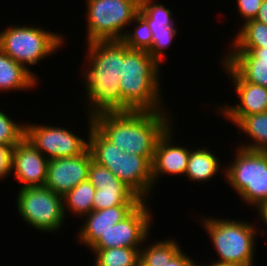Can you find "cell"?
<instances>
[{
	"mask_svg": "<svg viewBox=\"0 0 267 266\" xmlns=\"http://www.w3.org/2000/svg\"><path fill=\"white\" fill-rule=\"evenodd\" d=\"M173 240H160L142 247L138 266H166L167 263L181 250L180 244ZM143 249V250H142Z\"/></svg>",
	"mask_w": 267,
	"mask_h": 266,
	"instance_id": "23",
	"label": "cell"
},
{
	"mask_svg": "<svg viewBox=\"0 0 267 266\" xmlns=\"http://www.w3.org/2000/svg\"><path fill=\"white\" fill-rule=\"evenodd\" d=\"M236 127L252 139L247 144L240 145L239 143L237 147L267 151V112L245 116Z\"/></svg>",
	"mask_w": 267,
	"mask_h": 266,
	"instance_id": "21",
	"label": "cell"
},
{
	"mask_svg": "<svg viewBox=\"0 0 267 266\" xmlns=\"http://www.w3.org/2000/svg\"><path fill=\"white\" fill-rule=\"evenodd\" d=\"M256 209H257V213L259 214L258 216L260 217L261 222H263L265 224L264 226H267V198L262 200L256 206ZM266 229H264V227H263V230L260 229L261 233L266 235L267 234Z\"/></svg>",
	"mask_w": 267,
	"mask_h": 266,
	"instance_id": "33",
	"label": "cell"
},
{
	"mask_svg": "<svg viewBox=\"0 0 267 266\" xmlns=\"http://www.w3.org/2000/svg\"><path fill=\"white\" fill-rule=\"evenodd\" d=\"M64 39L40 26L11 25L0 32V49L37 79L28 65L32 67L54 54L65 43Z\"/></svg>",
	"mask_w": 267,
	"mask_h": 266,
	"instance_id": "6",
	"label": "cell"
},
{
	"mask_svg": "<svg viewBox=\"0 0 267 266\" xmlns=\"http://www.w3.org/2000/svg\"><path fill=\"white\" fill-rule=\"evenodd\" d=\"M134 25V31L126 30L121 41L130 49L149 51L152 46V31L148 22L138 13L131 23Z\"/></svg>",
	"mask_w": 267,
	"mask_h": 266,
	"instance_id": "26",
	"label": "cell"
},
{
	"mask_svg": "<svg viewBox=\"0 0 267 266\" xmlns=\"http://www.w3.org/2000/svg\"><path fill=\"white\" fill-rule=\"evenodd\" d=\"M208 266H241V265H231V264H216V263H211L208 264Z\"/></svg>",
	"mask_w": 267,
	"mask_h": 266,
	"instance_id": "35",
	"label": "cell"
},
{
	"mask_svg": "<svg viewBox=\"0 0 267 266\" xmlns=\"http://www.w3.org/2000/svg\"><path fill=\"white\" fill-rule=\"evenodd\" d=\"M235 157L224 169L225 180L243 202L255 207L267 198V151L238 147Z\"/></svg>",
	"mask_w": 267,
	"mask_h": 266,
	"instance_id": "7",
	"label": "cell"
},
{
	"mask_svg": "<svg viewBox=\"0 0 267 266\" xmlns=\"http://www.w3.org/2000/svg\"><path fill=\"white\" fill-rule=\"evenodd\" d=\"M210 236L215 253L219 257L216 264L253 266L258 228L243 220L203 217L201 222Z\"/></svg>",
	"mask_w": 267,
	"mask_h": 266,
	"instance_id": "5",
	"label": "cell"
},
{
	"mask_svg": "<svg viewBox=\"0 0 267 266\" xmlns=\"http://www.w3.org/2000/svg\"><path fill=\"white\" fill-rule=\"evenodd\" d=\"M146 203L147 200H142L126 217L103 234L90 249L142 248L149 238L152 225V215Z\"/></svg>",
	"mask_w": 267,
	"mask_h": 266,
	"instance_id": "11",
	"label": "cell"
},
{
	"mask_svg": "<svg viewBox=\"0 0 267 266\" xmlns=\"http://www.w3.org/2000/svg\"><path fill=\"white\" fill-rule=\"evenodd\" d=\"M255 20L267 25V0H263Z\"/></svg>",
	"mask_w": 267,
	"mask_h": 266,
	"instance_id": "34",
	"label": "cell"
},
{
	"mask_svg": "<svg viewBox=\"0 0 267 266\" xmlns=\"http://www.w3.org/2000/svg\"><path fill=\"white\" fill-rule=\"evenodd\" d=\"M221 63L239 96L236 105H218L223 118L236 126L245 116L267 112V87L244 81L224 60Z\"/></svg>",
	"mask_w": 267,
	"mask_h": 266,
	"instance_id": "13",
	"label": "cell"
},
{
	"mask_svg": "<svg viewBox=\"0 0 267 266\" xmlns=\"http://www.w3.org/2000/svg\"><path fill=\"white\" fill-rule=\"evenodd\" d=\"M87 179L96 188L93 210H102L118 205H138L142 199L108 168L93 159Z\"/></svg>",
	"mask_w": 267,
	"mask_h": 266,
	"instance_id": "12",
	"label": "cell"
},
{
	"mask_svg": "<svg viewBox=\"0 0 267 266\" xmlns=\"http://www.w3.org/2000/svg\"><path fill=\"white\" fill-rule=\"evenodd\" d=\"M85 5L86 42L119 41L138 14L140 0H86Z\"/></svg>",
	"mask_w": 267,
	"mask_h": 266,
	"instance_id": "8",
	"label": "cell"
},
{
	"mask_svg": "<svg viewBox=\"0 0 267 266\" xmlns=\"http://www.w3.org/2000/svg\"><path fill=\"white\" fill-rule=\"evenodd\" d=\"M140 250L130 247L90 249L95 255L94 266H138Z\"/></svg>",
	"mask_w": 267,
	"mask_h": 266,
	"instance_id": "24",
	"label": "cell"
},
{
	"mask_svg": "<svg viewBox=\"0 0 267 266\" xmlns=\"http://www.w3.org/2000/svg\"><path fill=\"white\" fill-rule=\"evenodd\" d=\"M128 48L121 40L87 43L85 60L88 65L86 72L83 71L89 108L86 115L134 111L122 99L119 88L124 52Z\"/></svg>",
	"mask_w": 267,
	"mask_h": 266,
	"instance_id": "1",
	"label": "cell"
},
{
	"mask_svg": "<svg viewBox=\"0 0 267 266\" xmlns=\"http://www.w3.org/2000/svg\"><path fill=\"white\" fill-rule=\"evenodd\" d=\"M17 195V211L30 227L45 233L63 227L66 219L63 196L46 186L20 188Z\"/></svg>",
	"mask_w": 267,
	"mask_h": 266,
	"instance_id": "9",
	"label": "cell"
},
{
	"mask_svg": "<svg viewBox=\"0 0 267 266\" xmlns=\"http://www.w3.org/2000/svg\"><path fill=\"white\" fill-rule=\"evenodd\" d=\"M168 112L167 109L101 113L92 120L93 126L108 141L123 152L145 157L152 164L158 139L174 123Z\"/></svg>",
	"mask_w": 267,
	"mask_h": 266,
	"instance_id": "2",
	"label": "cell"
},
{
	"mask_svg": "<svg viewBox=\"0 0 267 266\" xmlns=\"http://www.w3.org/2000/svg\"><path fill=\"white\" fill-rule=\"evenodd\" d=\"M240 17L244 19L243 23L254 20L259 12L263 0H236Z\"/></svg>",
	"mask_w": 267,
	"mask_h": 266,
	"instance_id": "30",
	"label": "cell"
},
{
	"mask_svg": "<svg viewBox=\"0 0 267 266\" xmlns=\"http://www.w3.org/2000/svg\"><path fill=\"white\" fill-rule=\"evenodd\" d=\"M13 146L0 144V179H5L12 172Z\"/></svg>",
	"mask_w": 267,
	"mask_h": 266,
	"instance_id": "31",
	"label": "cell"
},
{
	"mask_svg": "<svg viewBox=\"0 0 267 266\" xmlns=\"http://www.w3.org/2000/svg\"><path fill=\"white\" fill-rule=\"evenodd\" d=\"M92 159L89 148L75 157L50 159L44 186L51 189L55 194L65 196L81 182L87 180Z\"/></svg>",
	"mask_w": 267,
	"mask_h": 266,
	"instance_id": "14",
	"label": "cell"
},
{
	"mask_svg": "<svg viewBox=\"0 0 267 266\" xmlns=\"http://www.w3.org/2000/svg\"><path fill=\"white\" fill-rule=\"evenodd\" d=\"M190 266H208V265H206V264L204 265V264H200V263L198 264L197 262L194 261Z\"/></svg>",
	"mask_w": 267,
	"mask_h": 266,
	"instance_id": "36",
	"label": "cell"
},
{
	"mask_svg": "<svg viewBox=\"0 0 267 266\" xmlns=\"http://www.w3.org/2000/svg\"><path fill=\"white\" fill-rule=\"evenodd\" d=\"M96 192V188L87 179L70 190L65 196H63L64 214L67 217L68 213L81 216L88 215L93 211V198ZM67 210V211H66Z\"/></svg>",
	"mask_w": 267,
	"mask_h": 266,
	"instance_id": "22",
	"label": "cell"
},
{
	"mask_svg": "<svg viewBox=\"0 0 267 266\" xmlns=\"http://www.w3.org/2000/svg\"><path fill=\"white\" fill-rule=\"evenodd\" d=\"M137 205H118L102 210H93L83 217L85 222L78 231V242L91 248L99 238L116 223L126 217Z\"/></svg>",
	"mask_w": 267,
	"mask_h": 266,
	"instance_id": "18",
	"label": "cell"
},
{
	"mask_svg": "<svg viewBox=\"0 0 267 266\" xmlns=\"http://www.w3.org/2000/svg\"><path fill=\"white\" fill-rule=\"evenodd\" d=\"M0 109V144L15 147L25 138V124L15 122Z\"/></svg>",
	"mask_w": 267,
	"mask_h": 266,
	"instance_id": "29",
	"label": "cell"
},
{
	"mask_svg": "<svg viewBox=\"0 0 267 266\" xmlns=\"http://www.w3.org/2000/svg\"><path fill=\"white\" fill-rule=\"evenodd\" d=\"M173 132L171 125L157 141L151 164L152 181L155 186L159 184L158 179L161 175L184 176L186 172L191 150L186 146L174 145Z\"/></svg>",
	"mask_w": 267,
	"mask_h": 266,
	"instance_id": "16",
	"label": "cell"
},
{
	"mask_svg": "<svg viewBox=\"0 0 267 266\" xmlns=\"http://www.w3.org/2000/svg\"><path fill=\"white\" fill-rule=\"evenodd\" d=\"M38 80L18 62L0 49V91L28 90L36 88Z\"/></svg>",
	"mask_w": 267,
	"mask_h": 266,
	"instance_id": "19",
	"label": "cell"
},
{
	"mask_svg": "<svg viewBox=\"0 0 267 266\" xmlns=\"http://www.w3.org/2000/svg\"><path fill=\"white\" fill-rule=\"evenodd\" d=\"M87 118L89 119L87 138L93 160L108 168L142 200H147L154 189L151 163L140 155L123 152L93 126L92 117L87 116Z\"/></svg>",
	"mask_w": 267,
	"mask_h": 266,
	"instance_id": "4",
	"label": "cell"
},
{
	"mask_svg": "<svg viewBox=\"0 0 267 266\" xmlns=\"http://www.w3.org/2000/svg\"><path fill=\"white\" fill-rule=\"evenodd\" d=\"M138 13L148 22L149 27L166 25L176 27L171 9L166 8L163 3L154 0H140Z\"/></svg>",
	"mask_w": 267,
	"mask_h": 266,
	"instance_id": "27",
	"label": "cell"
},
{
	"mask_svg": "<svg viewBox=\"0 0 267 266\" xmlns=\"http://www.w3.org/2000/svg\"><path fill=\"white\" fill-rule=\"evenodd\" d=\"M48 159L26 138L12 152V171L20 188L44 186L47 179Z\"/></svg>",
	"mask_w": 267,
	"mask_h": 266,
	"instance_id": "15",
	"label": "cell"
},
{
	"mask_svg": "<svg viewBox=\"0 0 267 266\" xmlns=\"http://www.w3.org/2000/svg\"><path fill=\"white\" fill-rule=\"evenodd\" d=\"M230 41L231 48H267V25L257 20L242 23V27Z\"/></svg>",
	"mask_w": 267,
	"mask_h": 266,
	"instance_id": "25",
	"label": "cell"
},
{
	"mask_svg": "<svg viewBox=\"0 0 267 266\" xmlns=\"http://www.w3.org/2000/svg\"><path fill=\"white\" fill-rule=\"evenodd\" d=\"M194 262V259L186 255L181 249L166 266H190Z\"/></svg>",
	"mask_w": 267,
	"mask_h": 266,
	"instance_id": "32",
	"label": "cell"
},
{
	"mask_svg": "<svg viewBox=\"0 0 267 266\" xmlns=\"http://www.w3.org/2000/svg\"><path fill=\"white\" fill-rule=\"evenodd\" d=\"M230 51L222 59L244 81L267 87V48H231Z\"/></svg>",
	"mask_w": 267,
	"mask_h": 266,
	"instance_id": "17",
	"label": "cell"
},
{
	"mask_svg": "<svg viewBox=\"0 0 267 266\" xmlns=\"http://www.w3.org/2000/svg\"><path fill=\"white\" fill-rule=\"evenodd\" d=\"M150 29L152 31V46L148 53L160 65L165 59L163 58L166 55L164 52L172 45L173 39L179 34H177L176 27L166 25L150 27Z\"/></svg>",
	"mask_w": 267,
	"mask_h": 266,
	"instance_id": "28",
	"label": "cell"
},
{
	"mask_svg": "<svg viewBox=\"0 0 267 266\" xmlns=\"http://www.w3.org/2000/svg\"><path fill=\"white\" fill-rule=\"evenodd\" d=\"M161 66L147 51L128 48L124 52L119 88L122 99L134 111L166 110L160 87Z\"/></svg>",
	"mask_w": 267,
	"mask_h": 266,
	"instance_id": "3",
	"label": "cell"
},
{
	"mask_svg": "<svg viewBox=\"0 0 267 266\" xmlns=\"http://www.w3.org/2000/svg\"><path fill=\"white\" fill-rule=\"evenodd\" d=\"M218 157L208 148H193L190 151L187 169L184 174L190 181L203 184L211 180L217 173H220L221 165Z\"/></svg>",
	"mask_w": 267,
	"mask_h": 266,
	"instance_id": "20",
	"label": "cell"
},
{
	"mask_svg": "<svg viewBox=\"0 0 267 266\" xmlns=\"http://www.w3.org/2000/svg\"><path fill=\"white\" fill-rule=\"evenodd\" d=\"M25 138L48 160L75 157L89 148V141L58 126L25 123Z\"/></svg>",
	"mask_w": 267,
	"mask_h": 266,
	"instance_id": "10",
	"label": "cell"
}]
</instances>
